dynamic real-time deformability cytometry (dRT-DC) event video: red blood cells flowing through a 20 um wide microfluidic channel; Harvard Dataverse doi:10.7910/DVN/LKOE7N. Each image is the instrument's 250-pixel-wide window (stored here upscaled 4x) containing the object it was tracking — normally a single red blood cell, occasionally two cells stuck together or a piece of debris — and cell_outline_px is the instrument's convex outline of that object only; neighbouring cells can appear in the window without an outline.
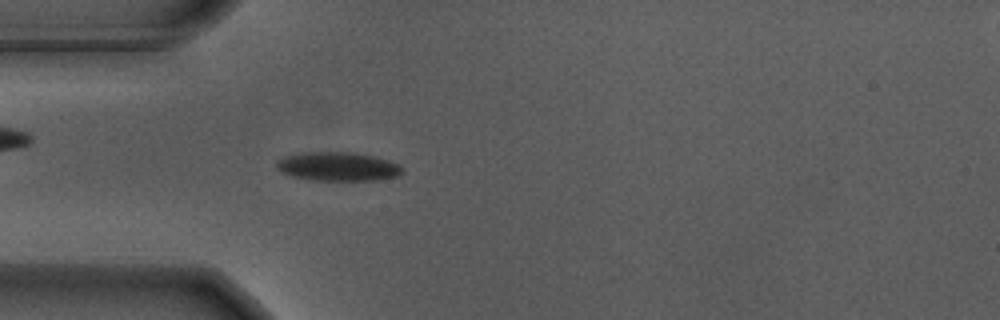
{"species": "Egyptian fruit bat (a non-hibernating species)", "species_latin": "Rousettus aegyptiacus", "temperature_condition": "warm", "stored_images_in_passage": 42, "camera_frame_rate_fps": 3000, "um_per_image_px": 0.085, "animal": {"sex": "male"}, "frame": {"image": 1, "passage_image": 11, "time_ms": 3.333, "image_size_px": [1000, 320], "cell_outline_px": [[404, 172], [396, 176], [372, 180], [312, 180], [296, 176], [284, 172], [276, 168], [276, 160], [284, 156], [296, 152], [356, 152], [376, 156], [400, 164]], "centroid_in_image_um": [28.72, 14.13], "position_along_channel_um": 56.3, "area_um2": 21.21}}
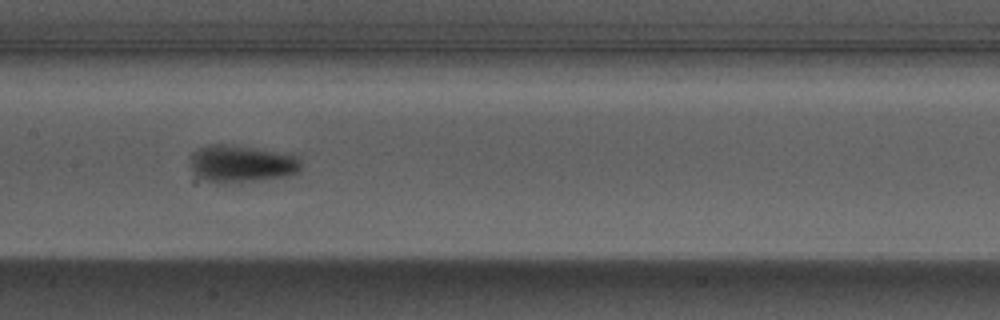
{"frame": {"image": 2, "passage_image": 22, "time_ms": 7.0, "image_size_px": [1000, 320], "cell_outline_px": [[300, 168], [296, 172], [288, 176], [256, 180], [220, 184], [216, 184], [204, 180], [188, 164], [188, 156], [192, 152], [208, 144], [220, 144], [292, 152], [300, 156]], "centroid_in_image_um": [20.54, 13.9], "position_along_channel_um": 186.9, "area_um2": 24.51}}
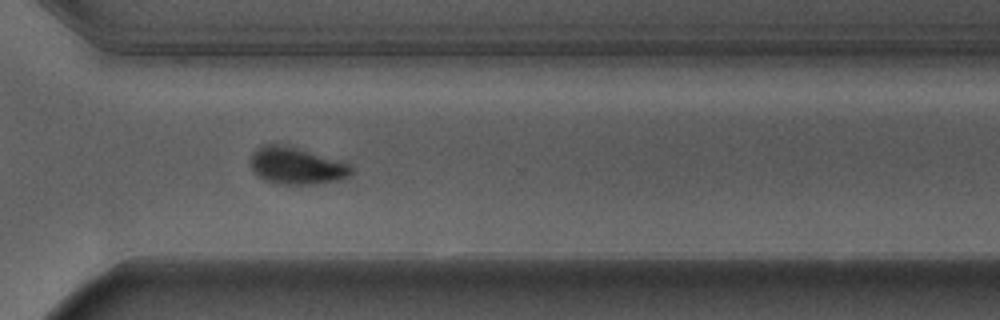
{"frame": {"image": 3, "passage_image": 35, "time_ms": 11.333, "image_size_px": [1000, 320], "cell_outline_px": [[352, 176], [336, 180], [316, 184], [280, 184], [264, 180], [256, 176], [248, 164], [252, 152], [260, 144], [272, 140], [288, 144], [348, 160], [352, 168]], "centroid_in_image_um": [25.19, 14.01], "position_along_channel_um": 345.4, "area_um2": 23.41}, "authors_computed_cell_mechanics": {"area_um2": 22.1663, "velocity_mm_per_s": 3.6659, "shape_relaxation_time_tau1_ms": 3.0585, "shape_relaxation_time_tau2_ms": null, "deformation_change_tau1": 0.1426, "deformation_change_tau2": null}}